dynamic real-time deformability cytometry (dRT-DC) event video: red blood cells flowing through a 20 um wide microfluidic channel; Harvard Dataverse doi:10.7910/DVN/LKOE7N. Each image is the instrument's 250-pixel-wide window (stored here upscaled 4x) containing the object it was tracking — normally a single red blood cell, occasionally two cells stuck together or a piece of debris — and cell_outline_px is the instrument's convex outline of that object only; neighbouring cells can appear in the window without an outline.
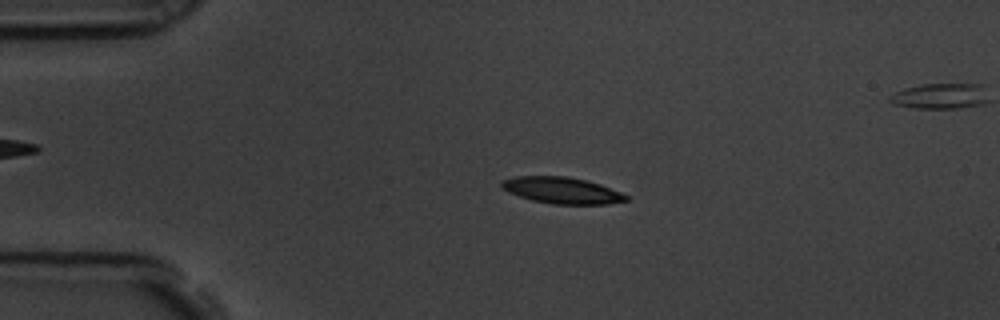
{"species": "common noctule bat (a hibernating species)", "species_latin": "Nyctalus noctula", "temperature_condition": "room temperature", "stored_images_in_passage": 57, "camera_frame_rate_fps": 3000, "um_per_image_px": 0.085, "animal": {"sex": "male", "body_mass_g": 19.5, "forearm_length_mm": 54.6}, "frame": {"image": 1, "passage_image": 12, "time_ms": 3.667, "image_size_px": [1000, 320], "cell_outline_px": [[632, 200], [608, 204], [552, 204], [532, 200], [508, 192], [500, 188], [500, 180], [516, 176], [568, 176], [600, 184], [632, 196]], "centroid_in_image_um": [47.8, 16.18], "position_along_channel_um": 37.2, "area_um2": 19.48}}
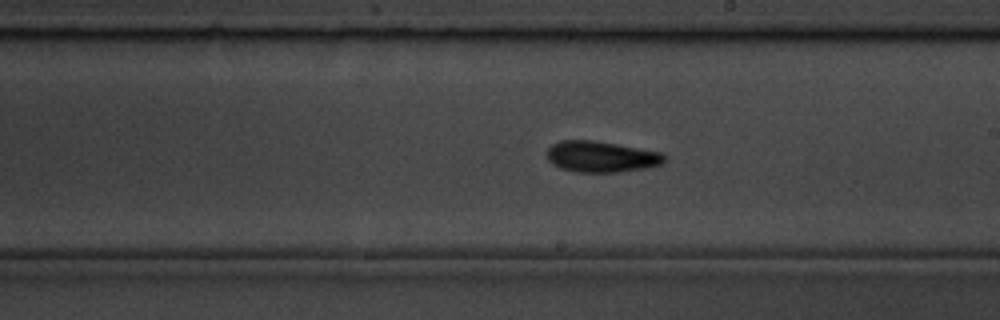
{"frame": {"image": 2, "passage_image": 32, "time_ms": 10.333, "image_size_px": [1000, 320], "cell_outline_px": [[664, 160], [660, 164], [644, 168], [616, 172], [576, 172], [560, 168], [552, 164], [548, 160], [548, 148], [552, 144], [560, 140], [592, 140], [616, 144], [660, 152], [664, 156]], "centroid_in_image_um": [51.04, 13.31], "position_along_channel_um": 238.0, "area_um2": 20.98}}
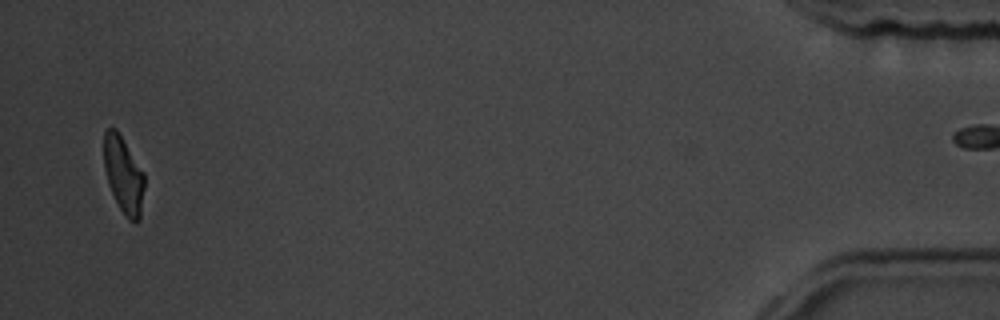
{"frame": {"image": 3, "passage_image": 55, "time_ms": 18.0, "image_size_px": [1000, 320], "cell_outline_px": [[144, 188], [140, 216], [136, 220], [128, 220], [124, 216], [108, 184], [104, 168], [104, 132], [108, 128], [116, 128], [144, 172]], "centroid_in_image_um": [10.49, 14.84], "position_along_channel_um": 424.7, "area_um2": 17.86}, "authors_computed_cell_mechanics": {"area_um2": 19.8832, "velocity_mm_per_s": 3.5556, "shape_relaxation_time_tau1_ms": 3.0729, "shape_relaxation_time_tau2_ms": 3.9991, "deformation_change_tau1": 0.1508, "deformation_change_tau2": 0.0927}}